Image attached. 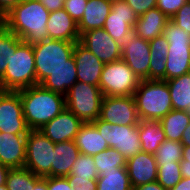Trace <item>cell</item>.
I'll use <instances>...</instances> for the list:
<instances>
[{"instance_id": "19", "label": "cell", "mask_w": 190, "mask_h": 190, "mask_svg": "<svg viewBox=\"0 0 190 190\" xmlns=\"http://www.w3.org/2000/svg\"><path fill=\"white\" fill-rule=\"evenodd\" d=\"M27 135L0 133V163L10 169L22 168L26 161Z\"/></svg>"}, {"instance_id": "4", "label": "cell", "mask_w": 190, "mask_h": 190, "mask_svg": "<svg viewBox=\"0 0 190 190\" xmlns=\"http://www.w3.org/2000/svg\"><path fill=\"white\" fill-rule=\"evenodd\" d=\"M5 62L8 65L0 79V90L19 91L36 85L35 56L31 44L23 42Z\"/></svg>"}, {"instance_id": "3", "label": "cell", "mask_w": 190, "mask_h": 190, "mask_svg": "<svg viewBox=\"0 0 190 190\" xmlns=\"http://www.w3.org/2000/svg\"><path fill=\"white\" fill-rule=\"evenodd\" d=\"M133 97L140 120L160 121L173 110L165 80H141Z\"/></svg>"}, {"instance_id": "30", "label": "cell", "mask_w": 190, "mask_h": 190, "mask_svg": "<svg viewBox=\"0 0 190 190\" xmlns=\"http://www.w3.org/2000/svg\"><path fill=\"white\" fill-rule=\"evenodd\" d=\"M98 177L99 174L97 172L93 157L84 154H80L77 157L72 166L70 175L66 176L72 186L76 185V183L97 180Z\"/></svg>"}, {"instance_id": "54", "label": "cell", "mask_w": 190, "mask_h": 190, "mask_svg": "<svg viewBox=\"0 0 190 190\" xmlns=\"http://www.w3.org/2000/svg\"><path fill=\"white\" fill-rule=\"evenodd\" d=\"M111 3L119 2V1H124V0H108Z\"/></svg>"}, {"instance_id": "52", "label": "cell", "mask_w": 190, "mask_h": 190, "mask_svg": "<svg viewBox=\"0 0 190 190\" xmlns=\"http://www.w3.org/2000/svg\"><path fill=\"white\" fill-rule=\"evenodd\" d=\"M5 27H6V14L0 8V29H3Z\"/></svg>"}, {"instance_id": "39", "label": "cell", "mask_w": 190, "mask_h": 190, "mask_svg": "<svg viewBox=\"0 0 190 190\" xmlns=\"http://www.w3.org/2000/svg\"><path fill=\"white\" fill-rule=\"evenodd\" d=\"M189 0H157L156 7L169 19Z\"/></svg>"}, {"instance_id": "40", "label": "cell", "mask_w": 190, "mask_h": 190, "mask_svg": "<svg viewBox=\"0 0 190 190\" xmlns=\"http://www.w3.org/2000/svg\"><path fill=\"white\" fill-rule=\"evenodd\" d=\"M137 16H141L157 5V0H125Z\"/></svg>"}, {"instance_id": "15", "label": "cell", "mask_w": 190, "mask_h": 190, "mask_svg": "<svg viewBox=\"0 0 190 190\" xmlns=\"http://www.w3.org/2000/svg\"><path fill=\"white\" fill-rule=\"evenodd\" d=\"M138 16L127 4L119 1L112 3L110 14L107 16L103 29L120 44L124 43L133 32Z\"/></svg>"}, {"instance_id": "42", "label": "cell", "mask_w": 190, "mask_h": 190, "mask_svg": "<svg viewBox=\"0 0 190 190\" xmlns=\"http://www.w3.org/2000/svg\"><path fill=\"white\" fill-rule=\"evenodd\" d=\"M49 12L64 8L65 0H38Z\"/></svg>"}, {"instance_id": "37", "label": "cell", "mask_w": 190, "mask_h": 190, "mask_svg": "<svg viewBox=\"0 0 190 190\" xmlns=\"http://www.w3.org/2000/svg\"><path fill=\"white\" fill-rule=\"evenodd\" d=\"M88 0H65L64 9L78 23L85 12Z\"/></svg>"}, {"instance_id": "6", "label": "cell", "mask_w": 190, "mask_h": 190, "mask_svg": "<svg viewBox=\"0 0 190 190\" xmlns=\"http://www.w3.org/2000/svg\"><path fill=\"white\" fill-rule=\"evenodd\" d=\"M163 35L169 43L166 57V80L190 72V34L169 19Z\"/></svg>"}, {"instance_id": "16", "label": "cell", "mask_w": 190, "mask_h": 190, "mask_svg": "<svg viewBox=\"0 0 190 190\" xmlns=\"http://www.w3.org/2000/svg\"><path fill=\"white\" fill-rule=\"evenodd\" d=\"M83 122L65 108L39 131L53 143L74 140Z\"/></svg>"}, {"instance_id": "22", "label": "cell", "mask_w": 190, "mask_h": 190, "mask_svg": "<svg viewBox=\"0 0 190 190\" xmlns=\"http://www.w3.org/2000/svg\"><path fill=\"white\" fill-rule=\"evenodd\" d=\"M168 20L169 18L155 7L138 16L133 31L144 40L150 41L163 35Z\"/></svg>"}, {"instance_id": "25", "label": "cell", "mask_w": 190, "mask_h": 190, "mask_svg": "<svg viewBox=\"0 0 190 190\" xmlns=\"http://www.w3.org/2000/svg\"><path fill=\"white\" fill-rule=\"evenodd\" d=\"M76 62L72 56L69 64L54 71L40 85L47 90L67 95L69 89L77 82Z\"/></svg>"}, {"instance_id": "27", "label": "cell", "mask_w": 190, "mask_h": 190, "mask_svg": "<svg viewBox=\"0 0 190 190\" xmlns=\"http://www.w3.org/2000/svg\"><path fill=\"white\" fill-rule=\"evenodd\" d=\"M139 138L141 151L155 154L160 145L166 140L160 121L140 120Z\"/></svg>"}, {"instance_id": "10", "label": "cell", "mask_w": 190, "mask_h": 190, "mask_svg": "<svg viewBox=\"0 0 190 190\" xmlns=\"http://www.w3.org/2000/svg\"><path fill=\"white\" fill-rule=\"evenodd\" d=\"M55 143L39 130H30L26 139L25 168L38 177H51Z\"/></svg>"}, {"instance_id": "8", "label": "cell", "mask_w": 190, "mask_h": 190, "mask_svg": "<svg viewBox=\"0 0 190 190\" xmlns=\"http://www.w3.org/2000/svg\"><path fill=\"white\" fill-rule=\"evenodd\" d=\"M102 98L98 86L77 81L66 95V108L83 123L93 122L100 116Z\"/></svg>"}, {"instance_id": "17", "label": "cell", "mask_w": 190, "mask_h": 190, "mask_svg": "<svg viewBox=\"0 0 190 190\" xmlns=\"http://www.w3.org/2000/svg\"><path fill=\"white\" fill-rule=\"evenodd\" d=\"M73 57L76 62L77 80L99 87L104 63L79 42L75 43Z\"/></svg>"}, {"instance_id": "49", "label": "cell", "mask_w": 190, "mask_h": 190, "mask_svg": "<svg viewBox=\"0 0 190 190\" xmlns=\"http://www.w3.org/2000/svg\"><path fill=\"white\" fill-rule=\"evenodd\" d=\"M181 144L184 146V147H188L190 146V123L189 125L186 127L184 133H183V136H182V139H181Z\"/></svg>"}, {"instance_id": "23", "label": "cell", "mask_w": 190, "mask_h": 190, "mask_svg": "<svg viewBox=\"0 0 190 190\" xmlns=\"http://www.w3.org/2000/svg\"><path fill=\"white\" fill-rule=\"evenodd\" d=\"M111 7L112 3L108 0H88L82 19L77 23L79 34L103 28Z\"/></svg>"}, {"instance_id": "29", "label": "cell", "mask_w": 190, "mask_h": 190, "mask_svg": "<svg viewBox=\"0 0 190 190\" xmlns=\"http://www.w3.org/2000/svg\"><path fill=\"white\" fill-rule=\"evenodd\" d=\"M166 139L181 142L183 133L190 123V112L171 110L160 120Z\"/></svg>"}, {"instance_id": "44", "label": "cell", "mask_w": 190, "mask_h": 190, "mask_svg": "<svg viewBox=\"0 0 190 190\" xmlns=\"http://www.w3.org/2000/svg\"><path fill=\"white\" fill-rule=\"evenodd\" d=\"M74 190H97V180H90V182L76 183L73 186Z\"/></svg>"}, {"instance_id": "48", "label": "cell", "mask_w": 190, "mask_h": 190, "mask_svg": "<svg viewBox=\"0 0 190 190\" xmlns=\"http://www.w3.org/2000/svg\"><path fill=\"white\" fill-rule=\"evenodd\" d=\"M9 170H10V168H8L0 163V186L6 184V178H7Z\"/></svg>"}, {"instance_id": "38", "label": "cell", "mask_w": 190, "mask_h": 190, "mask_svg": "<svg viewBox=\"0 0 190 190\" xmlns=\"http://www.w3.org/2000/svg\"><path fill=\"white\" fill-rule=\"evenodd\" d=\"M171 20L190 34V1L186 2L171 18Z\"/></svg>"}, {"instance_id": "51", "label": "cell", "mask_w": 190, "mask_h": 190, "mask_svg": "<svg viewBox=\"0 0 190 190\" xmlns=\"http://www.w3.org/2000/svg\"><path fill=\"white\" fill-rule=\"evenodd\" d=\"M181 176L183 178H190V165H180Z\"/></svg>"}, {"instance_id": "41", "label": "cell", "mask_w": 190, "mask_h": 190, "mask_svg": "<svg viewBox=\"0 0 190 190\" xmlns=\"http://www.w3.org/2000/svg\"><path fill=\"white\" fill-rule=\"evenodd\" d=\"M48 190H74L66 177H47Z\"/></svg>"}, {"instance_id": "21", "label": "cell", "mask_w": 190, "mask_h": 190, "mask_svg": "<svg viewBox=\"0 0 190 190\" xmlns=\"http://www.w3.org/2000/svg\"><path fill=\"white\" fill-rule=\"evenodd\" d=\"M80 155L74 140L55 143L51 177H66L70 175L72 166Z\"/></svg>"}, {"instance_id": "2", "label": "cell", "mask_w": 190, "mask_h": 190, "mask_svg": "<svg viewBox=\"0 0 190 190\" xmlns=\"http://www.w3.org/2000/svg\"><path fill=\"white\" fill-rule=\"evenodd\" d=\"M23 115L30 130H40L66 108V96L41 85L19 90Z\"/></svg>"}, {"instance_id": "31", "label": "cell", "mask_w": 190, "mask_h": 190, "mask_svg": "<svg viewBox=\"0 0 190 190\" xmlns=\"http://www.w3.org/2000/svg\"><path fill=\"white\" fill-rule=\"evenodd\" d=\"M97 190H133L127 168L101 173L97 178Z\"/></svg>"}, {"instance_id": "53", "label": "cell", "mask_w": 190, "mask_h": 190, "mask_svg": "<svg viewBox=\"0 0 190 190\" xmlns=\"http://www.w3.org/2000/svg\"><path fill=\"white\" fill-rule=\"evenodd\" d=\"M0 190H8V189H7L6 184H5V185L0 186Z\"/></svg>"}, {"instance_id": "45", "label": "cell", "mask_w": 190, "mask_h": 190, "mask_svg": "<svg viewBox=\"0 0 190 190\" xmlns=\"http://www.w3.org/2000/svg\"><path fill=\"white\" fill-rule=\"evenodd\" d=\"M133 190H166L157 181L142 184L133 188Z\"/></svg>"}, {"instance_id": "12", "label": "cell", "mask_w": 190, "mask_h": 190, "mask_svg": "<svg viewBox=\"0 0 190 190\" xmlns=\"http://www.w3.org/2000/svg\"><path fill=\"white\" fill-rule=\"evenodd\" d=\"M99 118L112 125L134 126L140 122L133 96H103Z\"/></svg>"}, {"instance_id": "1", "label": "cell", "mask_w": 190, "mask_h": 190, "mask_svg": "<svg viewBox=\"0 0 190 190\" xmlns=\"http://www.w3.org/2000/svg\"><path fill=\"white\" fill-rule=\"evenodd\" d=\"M49 13L38 0H21L6 15V27L24 43L33 45L48 38Z\"/></svg>"}, {"instance_id": "33", "label": "cell", "mask_w": 190, "mask_h": 190, "mask_svg": "<svg viewBox=\"0 0 190 190\" xmlns=\"http://www.w3.org/2000/svg\"><path fill=\"white\" fill-rule=\"evenodd\" d=\"M22 43L23 41L7 27L0 29V79L4 76L8 65L5 61Z\"/></svg>"}, {"instance_id": "34", "label": "cell", "mask_w": 190, "mask_h": 190, "mask_svg": "<svg viewBox=\"0 0 190 190\" xmlns=\"http://www.w3.org/2000/svg\"><path fill=\"white\" fill-rule=\"evenodd\" d=\"M36 176L31 170L22 168L10 169L6 178L8 190H31L35 187Z\"/></svg>"}, {"instance_id": "7", "label": "cell", "mask_w": 190, "mask_h": 190, "mask_svg": "<svg viewBox=\"0 0 190 190\" xmlns=\"http://www.w3.org/2000/svg\"><path fill=\"white\" fill-rule=\"evenodd\" d=\"M141 80L123 59L104 63L99 82L103 96H133Z\"/></svg>"}, {"instance_id": "20", "label": "cell", "mask_w": 190, "mask_h": 190, "mask_svg": "<svg viewBox=\"0 0 190 190\" xmlns=\"http://www.w3.org/2000/svg\"><path fill=\"white\" fill-rule=\"evenodd\" d=\"M46 28L49 39L79 42L78 25L64 8L49 13Z\"/></svg>"}, {"instance_id": "46", "label": "cell", "mask_w": 190, "mask_h": 190, "mask_svg": "<svg viewBox=\"0 0 190 190\" xmlns=\"http://www.w3.org/2000/svg\"><path fill=\"white\" fill-rule=\"evenodd\" d=\"M31 190H48L47 177H37L35 180V187H31Z\"/></svg>"}, {"instance_id": "11", "label": "cell", "mask_w": 190, "mask_h": 190, "mask_svg": "<svg viewBox=\"0 0 190 190\" xmlns=\"http://www.w3.org/2000/svg\"><path fill=\"white\" fill-rule=\"evenodd\" d=\"M29 131L19 91L0 90V133L27 135Z\"/></svg>"}, {"instance_id": "9", "label": "cell", "mask_w": 190, "mask_h": 190, "mask_svg": "<svg viewBox=\"0 0 190 190\" xmlns=\"http://www.w3.org/2000/svg\"><path fill=\"white\" fill-rule=\"evenodd\" d=\"M92 123L102 134L109 148L116 149L126 160L141 152L139 124L134 126L112 125L99 117Z\"/></svg>"}, {"instance_id": "35", "label": "cell", "mask_w": 190, "mask_h": 190, "mask_svg": "<svg viewBox=\"0 0 190 190\" xmlns=\"http://www.w3.org/2000/svg\"><path fill=\"white\" fill-rule=\"evenodd\" d=\"M183 145L181 142L166 139L154 154L158 166L183 159Z\"/></svg>"}, {"instance_id": "50", "label": "cell", "mask_w": 190, "mask_h": 190, "mask_svg": "<svg viewBox=\"0 0 190 190\" xmlns=\"http://www.w3.org/2000/svg\"><path fill=\"white\" fill-rule=\"evenodd\" d=\"M180 165H190V146L183 147V159L180 161Z\"/></svg>"}, {"instance_id": "36", "label": "cell", "mask_w": 190, "mask_h": 190, "mask_svg": "<svg viewBox=\"0 0 190 190\" xmlns=\"http://www.w3.org/2000/svg\"><path fill=\"white\" fill-rule=\"evenodd\" d=\"M182 179L180 162L158 166L157 182L166 190L172 189Z\"/></svg>"}, {"instance_id": "47", "label": "cell", "mask_w": 190, "mask_h": 190, "mask_svg": "<svg viewBox=\"0 0 190 190\" xmlns=\"http://www.w3.org/2000/svg\"><path fill=\"white\" fill-rule=\"evenodd\" d=\"M170 190H190V178H183Z\"/></svg>"}, {"instance_id": "28", "label": "cell", "mask_w": 190, "mask_h": 190, "mask_svg": "<svg viewBox=\"0 0 190 190\" xmlns=\"http://www.w3.org/2000/svg\"><path fill=\"white\" fill-rule=\"evenodd\" d=\"M169 87L173 110L190 112V72L169 80Z\"/></svg>"}, {"instance_id": "32", "label": "cell", "mask_w": 190, "mask_h": 190, "mask_svg": "<svg viewBox=\"0 0 190 190\" xmlns=\"http://www.w3.org/2000/svg\"><path fill=\"white\" fill-rule=\"evenodd\" d=\"M98 174L116 171L118 167H126L127 160L116 149L107 148L92 156Z\"/></svg>"}, {"instance_id": "14", "label": "cell", "mask_w": 190, "mask_h": 190, "mask_svg": "<svg viewBox=\"0 0 190 190\" xmlns=\"http://www.w3.org/2000/svg\"><path fill=\"white\" fill-rule=\"evenodd\" d=\"M79 43L103 63L121 59V44L115 41L103 28L83 32L80 35Z\"/></svg>"}, {"instance_id": "13", "label": "cell", "mask_w": 190, "mask_h": 190, "mask_svg": "<svg viewBox=\"0 0 190 190\" xmlns=\"http://www.w3.org/2000/svg\"><path fill=\"white\" fill-rule=\"evenodd\" d=\"M150 55L149 41L144 40L134 31L121 44V59L140 80H149Z\"/></svg>"}, {"instance_id": "26", "label": "cell", "mask_w": 190, "mask_h": 190, "mask_svg": "<svg viewBox=\"0 0 190 190\" xmlns=\"http://www.w3.org/2000/svg\"><path fill=\"white\" fill-rule=\"evenodd\" d=\"M150 46V66L149 80L166 81V57L169 43L164 35L158 36L149 41Z\"/></svg>"}, {"instance_id": "43", "label": "cell", "mask_w": 190, "mask_h": 190, "mask_svg": "<svg viewBox=\"0 0 190 190\" xmlns=\"http://www.w3.org/2000/svg\"><path fill=\"white\" fill-rule=\"evenodd\" d=\"M21 0H0V8L7 15Z\"/></svg>"}, {"instance_id": "24", "label": "cell", "mask_w": 190, "mask_h": 190, "mask_svg": "<svg viewBox=\"0 0 190 190\" xmlns=\"http://www.w3.org/2000/svg\"><path fill=\"white\" fill-rule=\"evenodd\" d=\"M80 154L93 156L109 148L92 122L83 123L74 139Z\"/></svg>"}, {"instance_id": "18", "label": "cell", "mask_w": 190, "mask_h": 190, "mask_svg": "<svg viewBox=\"0 0 190 190\" xmlns=\"http://www.w3.org/2000/svg\"><path fill=\"white\" fill-rule=\"evenodd\" d=\"M132 188L157 181L158 165L154 154L139 152L126 162Z\"/></svg>"}, {"instance_id": "5", "label": "cell", "mask_w": 190, "mask_h": 190, "mask_svg": "<svg viewBox=\"0 0 190 190\" xmlns=\"http://www.w3.org/2000/svg\"><path fill=\"white\" fill-rule=\"evenodd\" d=\"M75 43L47 38L32 45L35 56L36 85H40L54 71L69 64Z\"/></svg>"}]
</instances>
